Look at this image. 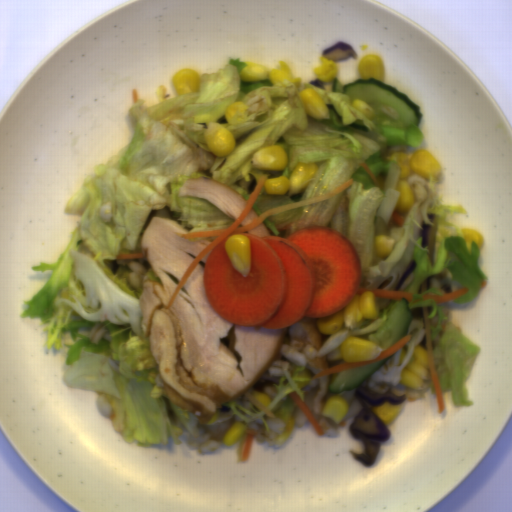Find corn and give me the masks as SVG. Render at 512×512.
<instances>
[{"instance_id":"1","label":"corn","mask_w":512,"mask_h":512,"mask_svg":"<svg viewBox=\"0 0 512 512\" xmlns=\"http://www.w3.org/2000/svg\"><path fill=\"white\" fill-rule=\"evenodd\" d=\"M385 160L395 161L399 167V176L396 183V190L400 196L395 209L400 213L410 212L413 208L416 197L409 183V175H420L427 179L437 180L443 174V167L439 159L427 149H417L413 155H408L402 149L390 151Z\"/></svg>"},{"instance_id":"2","label":"corn","mask_w":512,"mask_h":512,"mask_svg":"<svg viewBox=\"0 0 512 512\" xmlns=\"http://www.w3.org/2000/svg\"><path fill=\"white\" fill-rule=\"evenodd\" d=\"M381 312L379 298L372 291L355 294L343 309L327 318H317L318 330L326 335H332L343 327L356 328L365 319L378 320Z\"/></svg>"},{"instance_id":"3","label":"corn","mask_w":512,"mask_h":512,"mask_svg":"<svg viewBox=\"0 0 512 512\" xmlns=\"http://www.w3.org/2000/svg\"><path fill=\"white\" fill-rule=\"evenodd\" d=\"M319 169L315 162L298 163L288 178L278 176L266 179L263 183V189L267 195L288 196L290 198L294 194L307 190Z\"/></svg>"},{"instance_id":"4","label":"corn","mask_w":512,"mask_h":512,"mask_svg":"<svg viewBox=\"0 0 512 512\" xmlns=\"http://www.w3.org/2000/svg\"><path fill=\"white\" fill-rule=\"evenodd\" d=\"M246 66L240 71V78L245 82L258 80H269L272 85H283L288 81L298 89L302 87L303 80L300 77H293L290 66L284 61L279 60V69H270L266 65L251 61H245Z\"/></svg>"},{"instance_id":"5","label":"corn","mask_w":512,"mask_h":512,"mask_svg":"<svg viewBox=\"0 0 512 512\" xmlns=\"http://www.w3.org/2000/svg\"><path fill=\"white\" fill-rule=\"evenodd\" d=\"M430 377L427 349L416 345L409 362L403 367L400 374V384L422 390L425 381Z\"/></svg>"},{"instance_id":"6","label":"corn","mask_w":512,"mask_h":512,"mask_svg":"<svg viewBox=\"0 0 512 512\" xmlns=\"http://www.w3.org/2000/svg\"><path fill=\"white\" fill-rule=\"evenodd\" d=\"M342 359L346 363L374 361L380 357L383 349L379 345L362 338V336H347L338 347Z\"/></svg>"},{"instance_id":"7","label":"corn","mask_w":512,"mask_h":512,"mask_svg":"<svg viewBox=\"0 0 512 512\" xmlns=\"http://www.w3.org/2000/svg\"><path fill=\"white\" fill-rule=\"evenodd\" d=\"M225 251L233 267L245 278L251 271L252 246L248 236L240 233L230 235L225 243Z\"/></svg>"},{"instance_id":"8","label":"corn","mask_w":512,"mask_h":512,"mask_svg":"<svg viewBox=\"0 0 512 512\" xmlns=\"http://www.w3.org/2000/svg\"><path fill=\"white\" fill-rule=\"evenodd\" d=\"M289 164V155L278 144L265 145L254 152L251 165L262 171H283Z\"/></svg>"},{"instance_id":"9","label":"corn","mask_w":512,"mask_h":512,"mask_svg":"<svg viewBox=\"0 0 512 512\" xmlns=\"http://www.w3.org/2000/svg\"><path fill=\"white\" fill-rule=\"evenodd\" d=\"M204 139L210 151L219 157L229 155L235 150L236 139L230 130L215 122H209L203 131Z\"/></svg>"},{"instance_id":"10","label":"corn","mask_w":512,"mask_h":512,"mask_svg":"<svg viewBox=\"0 0 512 512\" xmlns=\"http://www.w3.org/2000/svg\"><path fill=\"white\" fill-rule=\"evenodd\" d=\"M298 100L310 117L318 120H328L330 118V111L324 103L320 94L314 88H305L298 94Z\"/></svg>"},{"instance_id":"11","label":"corn","mask_w":512,"mask_h":512,"mask_svg":"<svg viewBox=\"0 0 512 512\" xmlns=\"http://www.w3.org/2000/svg\"><path fill=\"white\" fill-rule=\"evenodd\" d=\"M171 82L177 95L201 91V77L194 69L182 68L173 75Z\"/></svg>"},{"instance_id":"12","label":"corn","mask_w":512,"mask_h":512,"mask_svg":"<svg viewBox=\"0 0 512 512\" xmlns=\"http://www.w3.org/2000/svg\"><path fill=\"white\" fill-rule=\"evenodd\" d=\"M350 410V403L341 394H333L326 398L321 410L322 417L331 419L336 425L341 424Z\"/></svg>"},{"instance_id":"13","label":"corn","mask_w":512,"mask_h":512,"mask_svg":"<svg viewBox=\"0 0 512 512\" xmlns=\"http://www.w3.org/2000/svg\"><path fill=\"white\" fill-rule=\"evenodd\" d=\"M357 70L361 79L373 78L384 83V63L378 54L371 53L363 56L358 63Z\"/></svg>"},{"instance_id":"14","label":"corn","mask_w":512,"mask_h":512,"mask_svg":"<svg viewBox=\"0 0 512 512\" xmlns=\"http://www.w3.org/2000/svg\"><path fill=\"white\" fill-rule=\"evenodd\" d=\"M314 76L323 83H332L339 75V67L335 60L320 57L319 65L312 68Z\"/></svg>"},{"instance_id":"15","label":"corn","mask_w":512,"mask_h":512,"mask_svg":"<svg viewBox=\"0 0 512 512\" xmlns=\"http://www.w3.org/2000/svg\"><path fill=\"white\" fill-rule=\"evenodd\" d=\"M403 406L402 403L392 404L385 400L382 404H373L370 409L384 425H387L396 419Z\"/></svg>"},{"instance_id":"16","label":"corn","mask_w":512,"mask_h":512,"mask_svg":"<svg viewBox=\"0 0 512 512\" xmlns=\"http://www.w3.org/2000/svg\"><path fill=\"white\" fill-rule=\"evenodd\" d=\"M249 115V108L245 102H234L230 104L224 113L225 120L231 125L245 123Z\"/></svg>"},{"instance_id":"17","label":"corn","mask_w":512,"mask_h":512,"mask_svg":"<svg viewBox=\"0 0 512 512\" xmlns=\"http://www.w3.org/2000/svg\"><path fill=\"white\" fill-rule=\"evenodd\" d=\"M396 241L385 234L375 235L372 242V250L375 256L379 258H387L393 252Z\"/></svg>"},{"instance_id":"18","label":"corn","mask_w":512,"mask_h":512,"mask_svg":"<svg viewBox=\"0 0 512 512\" xmlns=\"http://www.w3.org/2000/svg\"><path fill=\"white\" fill-rule=\"evenodd\" d=\"M248 426L241 421H235L226 431L222 443L226 447L234 446L247 433Z\"/></svg>"},{"instance_id":"19","label":"corn","mask_w":512,"mask_h":512,"mask_svg":"<svg viewBox=\"0 0 512 512\" xmlns=\"http://www.w3.org/2000/svg\"><path fill=\"white\" fill-rule=\"evenodd\" d=\"M275 415L277 418L284 422L283 430L280 433H276V437L272 441V445L278 448L279 446L287 442L291 437L296 426V420L292 416L290 417V419H284L282 412H280L279 410L275 413Z\"/></svg>"},{"instance_id":"20","label":"corn","mask_w":512,"mask_h":512,"mask_svg":"<svg viewBox=\"0 0 512 512\" xmlns=\"http://www.w3.org/2000/svg\"><path fill=\"white\" fill-rule=\"evenodd\" d=\"M460 237L464 238L469 253L472 252V242L477 244L480 253L483 250L485 240L481 232L473 227L460 228Z\"/></svg>"},{"instance_id":"21","label":"corn","mask_w":512,"mask_h":512,"mask_svg":"<svg viewBox=\"0 0 512 512\" xmlns=\"http://www.w3.org/2000/svg\"><path fill=\"white\" fill-rule=\"evenodd\" d=\"M352 107L355 108L356 110H358L359 112H361L366 118H370V120L372 118H374L376 115L375 111L370 106V104L367 103L366 101L362 100L361 98L356 99L353 102Z\"/></svg>"},{"instance_id":"22","label":"corn","mask_w":512,"mask_h":512,"mask_svg":"<svg viewBox=\"0 0 512 512\" xmlns=\"http://www.w3.org/2000/svg\"><path fill=\"white\" fill-rule=\"evenodd\" d=\"M250 395L257 403L265 408L269 407L272 403L271 397L265 392H260L253 389Z\"/></svg>"},{"instance_id":"23","label":"corn","mask_w":512,"mask_h":512,"mask_svg":"<svg viewBox=\"0 0 512 512\" xmlns=\"http://www.w3.org/2000/svg\"><path fill=\"white\" fill-rule=\"evenodd\" d=\"M297 376L309 378V381H306V382H297V381L295 382L297 384L299 390H303L312 381V373L308 369H305L304 371L299 372Z\"/></svg>"},{"instance_id":"24","label":"corn","mask_w":512,"mask_h":512,"mask_svg":"<svg viewBox=\"0 0 512 512\" xmlns=\"http://www.w3.org/2000/svg\"><path fill=\"white\" fill-rule=\"evenodd\" d=\"M406 353H407V345L405 344L403 347L400 348V356H399V361H398V364L397 366H401L405 356H406Z\"/></svg>"},{"instance_id":"25","label":"corn","mask_w":512,"mask_h":512,"mask_svg":"<svg viewBox=\"0 0 512 512\" xmlns=\"http://www.w3.org/2000/svg\"><path fill=\"white\" fill-rule=\"evenodd\" d=\"M220 414V411L219 409L214 413V415L211 417V419L208 421V423H206V425H209V424H213L214 422H216L218 416Z\"/></svg>"}]
</instances>
